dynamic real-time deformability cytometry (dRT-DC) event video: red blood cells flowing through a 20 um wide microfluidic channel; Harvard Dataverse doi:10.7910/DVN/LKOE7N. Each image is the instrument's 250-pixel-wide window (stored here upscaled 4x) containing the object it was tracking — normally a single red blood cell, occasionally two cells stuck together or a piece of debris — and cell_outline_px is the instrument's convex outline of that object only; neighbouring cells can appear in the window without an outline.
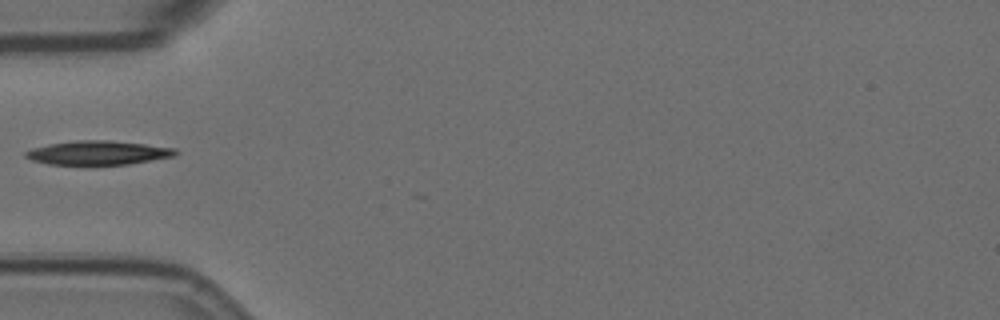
{"species": "Egyptian fruit bat (a non-hibernating species)", "species_latin": "Rousettus aegyptiacus", "temperature_condition": "room temperature", "stored_images_in_passage": 16, "camera_frame_rate_fps": 3000, "um_per_image_px": 0.085, "animal": {"sex": "female"}, "frame": {"image": 1, "passage_image": 1, "time_ms": 0.0, "image_size_px": [1000, 320], "cell_outline_px": [[180, 152], [172, 156], [128, 164], [48, 164], [32, 160], [24, 156], [24, 152], [32, 148], [48, 144], [76, 140], [108, 140], [144, 144], [176, 148]], "centroid_in_image_um": [8.31, 12.97], "position_along_channel_um": 76.7, "area_um2": 20.75}}
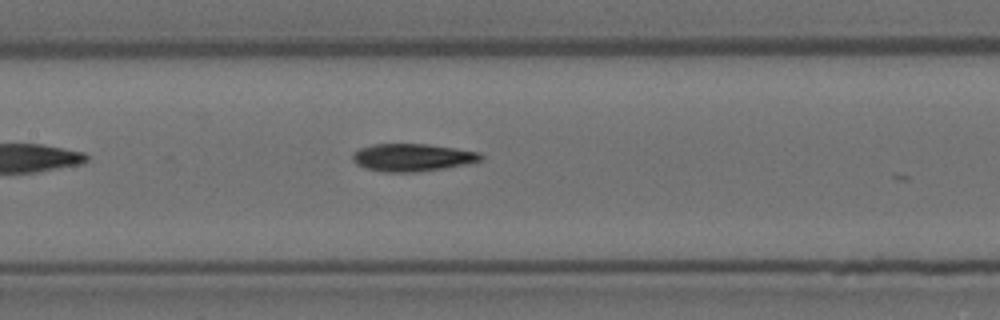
{"frame": {"image": 2, "passage_image": 9, "time_ms": 2.667, "image_size_px": [1000, 320], "cell_outline_px": [[484, 156], [480, 160], [464, 164], [444, 168], [416, 172], [384, 172], [364, 168], [356, 164], [352, 160], [352, 156], [360, 148], [372, 144], [428, 144], [480, 152]], "centroid_in_image_um": [35.02, 13.38], "position_along_channel_um": 172.4, "area_um2": 20.52}}
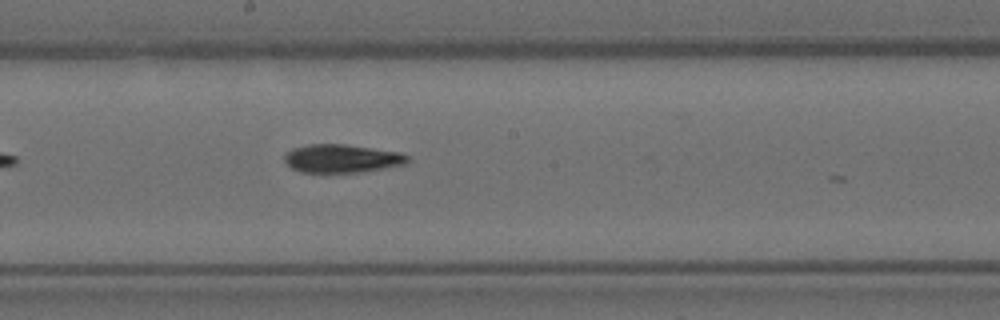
{"frame": {"image": 3, "passage_image": 13, "time_ms": 4.0, "image_size_px": [1000, 320], "cell_outline_px": [[408, 160], [404, 164], [384, 168], [360, 172], [300, 172], [292, 168], [284, 160], [284, 156], [292, 148], [308, 144], [344, 144], [400, 152], [408, 156]], "centroid_in_image_um": [29.03, 13.47], "position_along_channel_um": 219.2, "area_um2": 20.11}}